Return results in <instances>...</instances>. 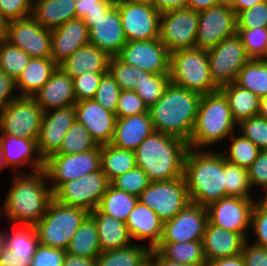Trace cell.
<instances>
[{"label":"cell","mask_w":267,"mask_h":266,"mask_svg":"<svg viewBox=\"0 0 267 266\" xmlns=\"http://www.w3.org/2000/svg\"><path fill=\"white\" fill-rule=\"evenodd\" d=\"M138 201L151 208L163 222L172 219L191 202L184 176L151 182L140 193Z\"/></svg>","instance_id":"obj_8"},{"label":"cell","mask_w":267,"mask_h":266,"mask_svg":"<svg viewBox=\"0 0 267 266\" xmlns=\"http://www.w3.org/2000/svg\"><path fill=\"white\" fill-rule=\"evenodd\" d=\"M257 198L226 196L207 207L208 221L217 227L240 233L246 240Z\"/></svg>","instance_id":"obj_15"},{"label":"cell","mask_w":267,"mask_h":266,"mask_svg":"<svg viewBox=\"0 0 267 266\" xmlns=\"http://www.w3.org/2000/svg\"><path fill=\"white\" fill-rule=\"evenodd\" d=\"M205 266H245L242 255L206 261Z\"/></svg>","instance_id":"obj_63"},{"label":"cell","mask_w":267,"mask_h":266,"mask_svg":"<svg viewBox=\"0 0 267 266\" xmlns=\"http://www.w3.org/2000/svg\"><path fill=\"white\" fill-rule=\"evenodd\" d=\"M184 177L192 203L208 207L225 197L224 155L208 149L187 150Z\"/></svg>","instance_id":"obj_2"},{"label":"cell","mask_w":267,"mask_h":266,"mask_svg":"<svg viewBox=\"0 0 267 266\" xmlns=\"http://www.w3.org/2000/svg\"><path fill=\"white\" fill-rule=\"evenodd\" d=\"M106 73H84L73 77V87L76 102L94 99L102 76Z\"/></svg>","instance_id":"obj_53"},{"label":"cell","mask_w":267,"mask_h":266,"mask_svg":"<svg viewBox=\"0 0 267 266\" xmlns=\"http://www.w3.org/2000/svg\"><path fill=\"white\" fill-rule=\"evenodd\" d=\"M237 125L228 99L221 90L201 95L188 146L193 149L212 148L227 140L235 132Z\"/></svg>","instance_id":"obj_5"},{"label":"cell","mask_w":267,"mask_h":266,"mask_svg":"<svg viewBox=\"0 0 267 266\" xmlns=\"http://www.w3.org/2000/svg\"><path fill=\"white\" fill-rule=\"evenodd\" d=\"M207 54L212 79L219 88L235 82L240 69L251 59L237 33L207 50Z\"/></svg>","instance_id":"obj_12"},{"label":"cell","mask_w":267,"mask_h":266,"mask_svg":"<svg viewBox=\"0 0 267 266\" xmlns=\"http://www.w3.org/2000/svg\"><path fill=\"white\" fill-rule=\"evenodd\" d=\"M6 248V243H5V237L3 233L0 231V258Z\"/></svg>","instance_id":"obj_72"},{"label":"cell","mask_w":267,"mask_h":266,"mask_svg":"<svg viewBox=\"0 0 267 266\" xmlns=\"http://www.w3.org/2000/svg\"><path fill=\"white\" fill-rule=\"evenodd\" d=\"M149 266H190V265H185L168 260L165 257H163L157 250L152 249L150 253Z\"/></svg>","instance_id":"obj_65"},{"label":"cell","mask_w":267,"mask_h":266,"mask_svg":"<svg viewBox=\"0 0 267 266\" xmlns=\"http://www.w3.org/2000/svg\"><path fill=\"white\" fill-rule=\"evenodd\" d=\"M262 190H263L262 191L263 195H262V192H261V196H260V198L257 196L256 202L259 205L267 208V186L265 188H263Z\"/></svg>","instance_id":"obj_70"},{"label":"cell","mask_w":267,"mask_h":266,"mask_svg":"<svg viewBox=\"0 0 267 266\" xmlns=\"http://www.w3.org/2000/svg\"><path fill=\"white\" fill-rule=\"evenodd\" d=\"M16 91V81L0 69V113L11 101L19 97Z\"/></svg>","instance_id":"obj_60"},{"label":"cell","mask_w":267,"mask_h":266,"mask_svg":"<svg viewBox=\"0 0 267 266\" xmlns=\"http://www.w3.org/2000/svg\"><path fill=\"white\" fill-rule=\"evenodd\" d=\"M220 90L228 99L232 117L237 124L258 115L260 98L256 94L240 87L235 82L222 86Z\"/></svg>","instance_id":"obj_34"},{"label":"cell","mask_w":267,"mask_h":266,"mask_svg":"<svg viewBox=\"0 0 267 266\" xmlns=\"http://www.w3.org/2000/svg\"><path fill=\"white\" fill-rule=\"evenodd\" d=\"M241 255L245 266H267V248L250 243L249 239L245 241Z\"/></svg>","instance_id":"obj_58"},{"label":"cell","mask_w":267,"mask_h":266,"mask_svg":"<svg viewBox=\"0 0 267 266\" xmlns=\"http://www.w3.org/2000/svg\"><path fill=\"white\" fill-rule=\"evenodd\" d=\"M66 253L90 259H96L101 253L96 223L90 215L84 219L73 235Z\"/></svg>","instance_id":"obj_35"},{"label":"cell","mask_w":267,"mask_h":266,"mask_svg":"<svg viewBox=\"0 0 267 266\" xmlns=\"http://www.w3.org/2000/svg\"><path fill=\"white\" fill-rule=\"evenodd\" d=\"M33 0H0V15L8 22L30 17Z\"/></svg>","instance_id":"obj_54"},{"label":"cell","mask_w":267,"mask_h":266,"mask_svg":"<svg viewBox=\"0 0 267 266\" xmlns=\"http://www.w3.org/2000/svg\"><path fill=\"white\" fill-rule=\"evenodd\" d=\"M44 111L33 97L19 96L0 113V134L37 142Z\"/></svg>","instance_id":"obj_11"},{"label":"cell","mask_w":267,"mask_h":266,"mask_svg":"<svg viewBox=\"0 0 267 266\" xmlns=\"http://www.w3.org/2000/svg\"><path fill=\"white\" fill-rule=\"evenodd\" d=\"M58 65L51 58L31 57L16 80L19 96L32 97L51 77Z\"/></svg>","instance_id":"obj_32"},{"label":"cell","mask_w":267,"mask_h":266,"mask_svg":"<svg viewBox=\"0 0 267 266\" xmlns=\"http://www.w3.org/2000/svg\"><path fill=\"white\" fill-rule=\"evenodd\" d=\"M44 112L76 104L73 79L59 66L32 96Z\"/></svg>","instance_id":"obj_25"},{"label":"cell","mask_w":267,"mask_h":266,"mask_svg":"<svg viewBox=\"0 0 267 266\" xmlns=\"http://www.w3.org/2000/svg\"><path fill=\"white\" fill-rule=\"evenodd\" d=\"M189 149L183 139L154 131L134 151L136 165L151 182L184 176V160Z\"/></svg>","instance_id":"obj_4"},{"label":"cell","mask_w":267,"mask_h":266,"mask_svg":"<svg viewBox=\"0 0 267 266\" xmlns=\"http://www.w3.org/2000/svg\"><path fill=\"white\" fill-rule=\"evenodd\" d=\"M199 12L180 8L161 13L159 39L169 52L195 48Z\"/></svg>","instance_id":"obj_13"},{"label":"cell","mask_w":267,"mask_h":266,"mask_svg":"<svg viewBox=\"0 0 267 266\" xmlns=\"http://www.w3.org/2000/svg\"><path fill=\"white\" fill-rule=\"evenodd\" d=\"M258 115L267 120V96L260 98Z\"/></svg>","instance_id":"obj_69"},{"label":"cell","mask_w":267,"mask_h":266,"mask_svg":"<svg viewBox=\"0 0 267 266\" xmlns=\"http://www.w3.org/2000/svg\"><path fill=\"white\" fill-rule=\"evenodd\" d=\"M110 182L102 169L78 179L62 183L54 192L53 199L67 206L96 210Z\"/></svg>","instance_id":"obj_9"},{"label":"cell","mask_w":267,"mask_h":266,"mask_svg":"<svg viewBox=\"0 0 267 266\" xmlns=\"http://www.w3.org/2000/svg\"><path fill=\"white\" fill-rule=\"evenodd\" d=\"M83 20L89 28V43L110 57L118 56L127 39L115 2L106 11L87 15Z\"/></svg>","instance_id":"obj_14"},{"label":"cell","mask_w":267,"mask_h":266,"mask_svg":"<svg viewBox=\"0 0 267 266\" xmlns=\"http://www.w3.org/2000/svg\"><path fill=\"white\" fill-rule=\"evenodd\" d=\"M126 226L135 243L145 244L143 241H146V245L151 250L155 249L161 241L163 221L151 208L139 201L129 214Z\"/></svg>","instance_id":"obj_26"},{"label":"cell","mask_w":267,"mask_h":266,"mask_svg":"<svg viewBox=\"0 0 267 266\" xmlns=\"http://www.w3.org/2000/svg\"><path fill=\"white\" fill-rule=\"evenodd\" d=\"M136 166L134 151L120 149L112 144L101 146V169L109 182Z\"/></svg>","instance_id":"obj_37"},{"label":"cell","mask_w":267,"mask_h":266,"mask_svg":"<svg viewBox=\"0 0 267 266\" xmlns=\"http://www.w3.org/2000/svg\"><path fill=\"white\" fill-rule=\"evenodd\" d=\"M264 0H237L234 7L232 8L235 14L237 15L239 12L251 8L254 5L262 2Z\"/></svg>","instance_id":"obj_67"},{"label":"cell","mask_w":267,"mask_h":266,"mask_svg":"<svg viewBox=\"0 0 267 266\" xmlns=\"http://www.w3.org/2000/svg\"><path fill=\"white\" fill-rule=\"evenodd\" d=\"M51 32V59L57 65L78 48L89 44V28L80 18L68 20Z\"/></svg>","instance_id":"obj_24"},{"label":"cell","mask_w":267,"mask_h":266,"mask_svg":"<svg viewBox=\"0 0 267 266\" xmlns=\"http://www.w3.org/2000/svg\"><path fill=\"white\" fill-rule=\"evenodd\" d=\"M237 0H217L218 5L233 8Z\"/></svg>","instance_id":"obj_71"},{"label":"cell","mask_w":267,"mask_h":266,"mask_svg":"<svg viewBox=\"0 0 267 266\" xmlns=\"http://www.w3.org/2000/svg\"><path fill=\"white\" fill-rule=\"evenodd\" d=\"M169 78L171 83L200 95L220 90L212 79L207 50L204 49L191 48L171 52Z\"/></svg>","instance_id":"obj_6"},{"label":"cell","mask_w":267,"mask_h":266,"mask_svg":"<svg viewBox=\"0 0 267 266\" xmlns=\"http://www.w3.org/2000/svg\"><path fill=\"white\" fill-rule=\"evenodd\" d=\"M207 223V208L190 202L172 219L163 222V233L159 243L203 240Z\"/></svg>","instance_id":"obj_18"},{"label":"cell","mask_w":267,"mask_h":266,"mask_svg":"<svg viewBox=\"0 0 267 266\" xmlns=\"http://www.w3.org/2000/svg\"><path fill=\"white\" fill-rule=\"evenodd\" d=\"M45 170L33 173H16L0 205L1 219L11 226H34L45 214L53 199ZM3 206V207H2Z\"/></svg>","instance_id":"obj_1"},{"label":"cell","mask_w":267,"mask_h":266,"mask_svg":"<svg viewBox=\"0 0 267 266\" xmlns=\"http://www.w3.org/2000/svg\"><path fill=\"white\" fill-rule=\"evenodd\" d=\"M76 121L83 124L98 146L110 144L115 131L116 114L94 99L76 102Z\"/></svg>","instance_id":"obj_22"},{"label":"cell","mask_w":267,"mask_h":266,"mask_svg":"<svg viewBox=\"0 0 267 266\" xmlns=\"http://www.w3.org/2000/svg\"><path fill=\"white\" fill-rule=\"evenodd\" d=\"M89 215L96 223L101 252L134 243L125 222L102 214L98 209L90 212Z\"/></svg>","instance_id":"obj_30"},{"label":"cell","mask_w":267,"mask_h":266,"mask_svg":"<svg viewBox=\"0 0 267 266\" xmlns=\"http://www.w3.org/2000/svg\"><path fill=\"white\" fill-rule=\"evenodd\" d=\"M151 249L146 244L131 243L115 250L101 252L96 266H149Z\"/></svg>","instance_id":"obj_33"},{"label":"cell","mask_w":267,"mask_h":266,"mask_svg":"<svg viewBox=\"0 0 267 266\" xmlns=\"http://www.w3.org/2000/svg\"><path fill=\"white\" fill-rule=\"evenodd\" d=\"M90 213L52 199L43 217L34 225L39 244L66 250L73 235Z\"/></svg>","instance_id":"obj_7"},{"label":"cell","mask_w":267,"mask_h":266,"mask_svg":"<svg viewBox=\"0 0 267 266\" xmlns=\"http://www.w3.org/2000/svg\"><path fill=\"white\" fill-rule=\"evenodd\" d=\"M150 183L151 181L147 174L140 167L136 166L126 173L114 178L110 182V185L118 190L125 191L138 197Z\"/></svg>","instance_id":"obj_48"},{"label":"cell","mask_w":267,"mask_h":266,"mask_svg":"<svg viewBox=\"0 0 267 266\" xmlns=\"http://www.w3.org/2000/svg\"><path fill=\"white\" fill-rule=\"evenodd\" d=\"M13 228L0 230L5 237L6 248L14 255H34L39 245L34 226L14 225Z\"/></svg>","instance_id":"obj_40"},{"label":"cell","mask_w":267,"mask_h":266,"mask_svg":"<svg viewBox=\"0 0 267 266\" xmlns=\"http://www.w3.org/2000/svg\"><path fill=\"white\" fill-rule=\"evenodd\" d=\"M235 83L259 98L267 96V59H250L240 69Z\"/></svg>","instance_id":"obj_39"},{"label":"cell","mask_w":267,"mask_h":266,"mask_svg":"<svg viewBox=\"0 0 267 266\" xmlns=\"http://www.w3.org/2000/svg\"><path fill=\"white\" fill-rule=\"evenodd\" d=\"M237 130L251 140L261 151L267 150V120L256 115L242 120Z\"/></svg>","instance_id":"obj_49"},{"label":"cell","mask_w":267,"mask_h":266,"mask_svg":"<svg viewBox=\"0 0 267 266\" xmlns=\"http://www.w3.org/2000/svg\"><path fill=\"white\" fill-rule=\"evenodd\" d=\"M187 0H153L152 5L160 12L186 8Z\"/></svg>","instance_id":"obj_62"},{"label":"cell","mask_w":267,"mask_h":266,"mask_svg":"<svg viewBox=\"0 0 267 266\" xmlns=\"http://www.w3.org/2000/svg\"><path fill=\"white\" fill-rule=\"evenodd\" d=\"M66 250L39 244L30 266H63Z\"/></svg>","instance_id":"obj_56"},{"label":"cell","mask_w":267,"mask_h":266,"mask_svg":"<svg viewBox=\"0 0 267 266\" xmlns=\"http://www.w3.org/2000/svg\"><path fill=\"white\" fill-rule=\"evenodd\" d=\"M118 57L151 74H169L170 52L159 38L127 41Z\"/></svg>","instance_id":"obj_19"},{"label":"cell","mask_w":267,"mask_h":266,"mask_svg":"<svg viewBox=\"0 0 267 266\" xmlns=\"http://www.w3.org/2000/svg\"><path fill=\"white\" fill-rule=\"evenodd\" d=\"M169 82V74H151L143 70L142 81L134 91L149 109L161 98Z\"/></svg>","instance_id":"obj_45"},{"label":"cell","mask_w":267,"mask_h":266,"mask_svg":"<svg viewBox=\"0 0 267 266\" xmlns=\"http://www.w3.org/2000/svg\"><path fill=\"white\" fill-rule=\"evenodd\" d=\"M202 241L208 261L240 255L246 239L240 233L217 227L208 221Z\"/></svg>","instance_id":"obj_28"},{"label":"cell","mask_w":267,"mask_h":266,"mask_svg":"<svg viewBox=\"0 0 267 266\" xmlns=\"http://www.w3.org/2000/svg\"><path fill=\"white\" fill-rule=\"evenodd\" d=\"M109 72L121 90H135L143 78V70L123 62L118 56L111 57Z\"/></svg>","instance_id":"obj_46"},{"label":"cell","mask_w":267,"mask_h":266,"mask_svg":"<svg viewBox=\"0 0 267 266\" xmlns=\"http://www.w3.org/2000/svg\"><path fill=\"white\" fill-rule=\"evenodd\" d=\"M148 112V107L133 90H121L116 109V117H128Z\"/></svg>","instance_id":"obj_52"},{"label":"cell","mask_w":267,"mask_h":266,"mask_svg":"<svg viewBox=\"0 0 267 266\" xmlns=\"http://www.w3.org/2000/svg\"><path fill=\"white\" fill-rule=\"evenodd\" d=\"M75 121L74 105L43 113L37 139V149L44 161L59 151L64 136Z\"/></svg>","instance_id":"obj_21"},{"label":"cell","mask_w":267,"mask_h":266,"mask_svg":"<svg viewBox=\"0 0 267 266\" xmlns=\"http://www.w3.org/2000/svg\"><path fill=\"white\" fill-rule=\"evenodd\" d=\"M115 0H75L76 18L106 11Z\"/></svg>","instance_id":"obj_59"},{"label":"cell","mask_w":267,"mask_h":266,"mask_svg":"<svg viewBox=\"0 0 267 266\" xmlns=\"http://www.w3.org/2000/svg\"><path fill=\"white\" fill-rule=\"evenodd\" d=\"M33 255H14V253L5 248L1 258L0 266H30Z\"/></svg>","instance_id":"obj_61"},{"label":"cell","mask_w":267,"mask_h":266,"mask_svg":"<svg viewBox=\"0 0 267 266\" xmlns=\"http://www.w3.org/2000/svg\"><path fill=\"white\" fill-rule=\"evenodd\" d=\"M75 0H33L31 16L44 28L53 30L76 18Z\"/></svg>","instance_id":"obj_31"},{"label":"cell","mask_w":267,"mask_h":266,"mask_svg":"<svg viewBox=\"0 0 267 266\" xmlns=\"http://www.w3.org/2000/svg\"><path fill=\"white\" fill-rule=\"evenodd\" d=\"M0 143L7 168L17 171V174L25 173L21 170L25 166L29 171L31 169L30 173L44 169V160L39 155L35 140L0 134Z\"/></svg>","instance_id":"obj_23"},{"label":"cell","mask_w":267,"mask_h":266,"mask_svg":"<svg viewBox=\"0 0 267 266\" xmlns=\"http://www.w3.org/2000/svg\"><path fill=\"white\" fill-rule=\"evenodd\" d=\"M255 27L267 28V0L236 15L237 29H252Z\"/></svg>","instance_id":"obj_51"},{"label":"cell","mask_w":267,"mask_h":266,"mask_svg":"<svg viewBox=\"0 0 267 266\" xmlns=\"http://www.w3.org/2000/svg\"><path fill=\"white\" fill-rule=\"evenodd\" d=\"M121 89L114 77L108 71L101 78L94 100L101 104L105 109L115 113Z\"/></svg>","instance_id":"obj_50"},{"label":"cell","mask_w":267,"mask_h":266,"mask_svg":"<svg viewBox=\"0 0 267 266\" xmlns=\"http://www.w3.org/2000/svg\"><path fill=\"white\" fill-rule=\"evenodd\" d=\"M51 35L32 16L8 23L7 41L30 57L51 58Z\"/></svg>","instance_id":"obj_20"},{"label":"cell","mask_w":267,"mask_h":266,"mask_svg":"<svg viewBox=\"0 0 267 266\" xmlns=\"http://www.w3.org/2000/svg\"><path fill=\"white\" fill-rule=\"evenodd\" d=\"M97 147L98 145L83 124L75 121L64 136L61 147L56 154L81 153Z\"/></svg>","instance_id":"obj_44"},{"label":"cell","mask_w":267,"mask_h":266,"mask_svg":"<svg viewBox=\"0 0 267 266\" xmlns=\"http://www.w3.org/2000/svg\"><path fill=\"white\" fill-rule=\"evenodd\" d=\"M155 250L173 262L190 266H205L206 264L202 240L182 243H159Z\"/></svg>","instance_id":"obj_36"},{"label":"cell","mask_w":267,"mask_h":266,"mask_svg":"<svg viewBox=\"0 0 267 266\" xmlns=\"http://www.w3.org/2000/svg\"><path fill=\"white\" fill-rule=\"evenodd\" d=\"M237 33L236 14L232 8L216 5L199 12L195 48L209 50Z\"/></svg>","instance_id":"obj_17"},{"label":"cell","mask_w":267,"mask_h":266,"mask_svg":"<svg viewBox=\"0 0 267 266\" xmlns=\"http://www.w3.org/2000/svg\"><path fill=\"white\" fill-rule=\"evenodd\" d=\"M5 168H7V166L4 161L3 149L0 143V172L3 171V169Z\"/></svg>","instance_id":"obj_73"},{"label":"cell","mask_w":267,"mask_h":266,"mask_svg":"<svg viewBox=\"0 0 267 266\" xmlns=\"http://www.w3.org/2000/svg\"><path fill=\"white\" fill-rule=\"evenodd\" d=\"M101 169V146L73 154H53L44 161V170L54 192L62 183Z\"/></svg>","instance_id":"obj_10"},{"label":"cell","mask_w":267,"mask_h":266,"mask_svg":"<svg viewBox=\"0 0 267 266\" xmlns=\"http://www.w3.org/2000/svg\"><path fill=\"white\" fill-rule=\"evenodd\" d=\"M111 57L92 44L75 50L58 66L71 78L84 73H107Z\"/></svg>","instance_id":"obj_29"},{"label":"cell","mask_w":267,"mask_h":266,"mask_svg":"<svg viewBox=\"0 0 267 266\" xmlns=\"http://www.w3.org/2000/svg\"><path fill=\"white\" fill-rule=\"evenodd\" d=\"M248 169L251 188L258 190L267 186V150L260 151L257 158ZM259 187V188H258Z\"/></svg>","instance_id":"obj_57"},{"label":"cell","mask_w":267,"mask_h":266,"mask_svg":"<svg viewBox=\"0 0 267 266\" xmlns=\"http://www.w3.org/2000/svg\"><path fill=\"white\" fill-rule=\"evenodd\" d=\"M131 3H138V4H146V5H152L153 0H121Z\"/></svg>","instance_id":"obj_74"},{"label":"cell","mask_w":267,"mask_h":266,"mask_svg":"<svg viewBox=\"0 0 267 266\" xmlns=\"http://www.w3.org/2000/svg\"><path fill=\"white\" fill-rule=\"evenodd\" d=\"M127 41L159 38L161 13L153 6L115 0Z\"/></svg>","instance_id":"obj_16"},{"label":"cell","mask_w":267,"mask_h":266,"mask_svg":"<svg viewBox=\"0 0 267 266\" xmlns=\"http://www.w3.org/2000/svg\"><path fill=\"white\" fill-rule=\"evenodd\" d=\"M149 111L116 119L114 136L110 144L135 151L154 132Z\"/></svg>","instance_id":"obj_27"},{"label":"cell","mask_w":267,"mask_h":266,"mask_svg":"<svg viewBox=\"0 0 267 266\" xmlns=\"http://www.w3.org/2000/svg\"><path fill=\"white\" fill-rule=\"evenodd\" d=\"M8 21L0 15V43L7 40Z\"/></svg>","instance_id":"obj_68"},{"label":"cell","mask_w":267,"mask_h":266,"mask_svg":"<svg viewBox=\"0 0 267 266\" xmlns=\"http://www.w3.org/2000/svg\"><path fill=\"white\" fill-rule=\"evenodd\" d=\"M137 202L138 197L136 195L118 190L109 185L97 209L102 214L109 215L114 219L126 223L129 214L134 209Z\"/></svg>","instance_id":"obj_38"},{"label":"cell","mask_w":267,"mask_h":266,"mask_svg":"<svg viewBox=\"0 0 267 266\" xmlns=\"http://www.w3.org/2000/svg\"><path fill=\"white\" fill-rule=\"evenodd\" d=\"M251 59H267V28L237 29Z\"/></svg>","instance_id":"obj_47"},{"label":"cell","mask_w":267,"mask_h":266,"mask_svg":"<svg viewBox=\"0 0 267 266\" xmlns=\"http://www.w3.org/2000/svg\"><path fill=\"white\" fill-rule=\"evenodd\" d=\"M63 266H96L95 259L66 253Z\"/></svg>","instance_id":"obj_64"},{"label":"cell","mask_w":267,"mask_h":266,"mask_svg":"<svg viewBox=\"0 0 267 266\" xmlns=\"http://www.w3.org/2000/svg\"><path fill=\"white\" fill-rule=\"evenodd\" d=\"M218 5L217 0H187L186 7L200 12Z\"/></svg>","instance_id":"obj_66"},{"label":"cell","mask_w":267,"mask_h":266,"mask_svg":"<svg viewBox=\"0 0 267 266\" xmlns=\"http://www.w3.org/2000/svg\"><path fill=\"white\" fill-rule=\"evenodd\" d=\"M254 233L252 243L267 248V208L255 202L251 214V230Z\"/></svg>","instance_id":"obj_55"},{"label":"cell","mask_w":267,"mask_h":266,"mask_svg":"<svg viewBox=\"0 0 267 266\" xmlns=\"http://www.w3.org/2000/svg\"><path fill=\"white\" fill-rule=\"evenodd\" d=\"M225 197L255 198L248 178V169L230 163L224 156Z\"/></svg>","instance_id":"obj_42"},{"label":"cell","mask_w":267,"mask_h":266,"mask_svg":"<svg viewBox=\"0 0 267 266\" xmlns=\"http://www.w3.org/2000/svg\"><path fill=\"white\" fill-rule=\"evenodd\" d=\"M201 95L171 82L161 98L148 111L156 132L189 142Z\"/></svg>","instance_id":"obj_3"},{"label":"cell","mask_w":267,"mask_h":266,"mask_svg":"<svg viewBox=\"0 0 267 266\" xmlns=\"http://www.w3.org/2000/svg\"><path fill=\"white\" fill-rule=\"evenodd\" d=\"M30 56L7 40L0 43V69L15 81L29 64Z\"/></svg>","instance_id":"obj_43"},{"label":"cell","mask_w":267,"mask_h":266,"mask_svg":"<svg viewBox=\"0 0 267 266\" xmlns=\"http://www.w3.org/2000/svg\"><path fill=\"white\" fill-rule=\"evenodd\" d=\"M236 135L234 132L228 137V149L222 150L221 152L228 162L236 164L237 166L249 168L261 150L241 133H236Z\"/></svg>","instance_id":"obj_41"}]
</instances>
